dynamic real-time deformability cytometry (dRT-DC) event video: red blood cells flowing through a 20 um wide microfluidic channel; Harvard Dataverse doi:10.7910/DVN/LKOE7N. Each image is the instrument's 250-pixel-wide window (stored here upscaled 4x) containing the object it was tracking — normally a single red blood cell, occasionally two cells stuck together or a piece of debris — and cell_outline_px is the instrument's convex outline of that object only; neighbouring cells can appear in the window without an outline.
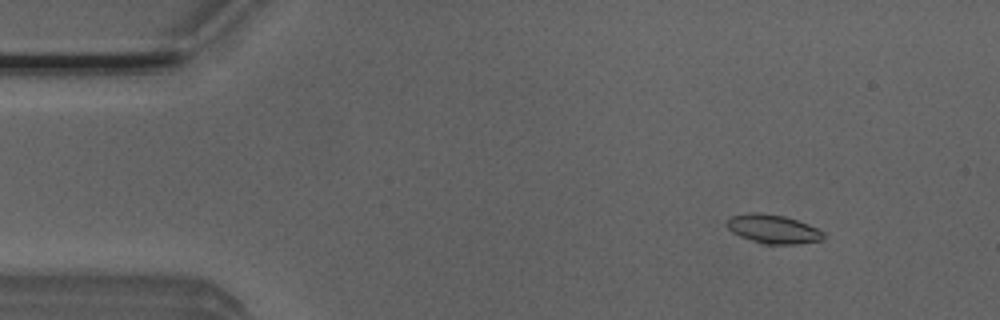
{"species": "Egyptian fruit bat (a non-hibernating species)", "species_latin": "Rousettus aegyptiacus", "temperature_condition": "room temperature", "stored_images_in_passage": 4, "camera_frame_rate_fps": 3000, "um_per_image_px": 0.085, "animal": {"sex": "male"}, "frame": {"image": 1, "passage_image": 2, "time_ms": 0.333, "image_size_px": [1000, 320], "cell_outline_px": [[824, 240], [800, 244], [764, 244], [740, 236], [732, 232], [724, 224], [728, 216], [748, 212], [756, 212], [784, 216], [808, 224], [824, 232]], "centroid_in_image_um": [65.68, 19.46], "position_along_channel_um": 19.3, "area_um2": 16.42}}